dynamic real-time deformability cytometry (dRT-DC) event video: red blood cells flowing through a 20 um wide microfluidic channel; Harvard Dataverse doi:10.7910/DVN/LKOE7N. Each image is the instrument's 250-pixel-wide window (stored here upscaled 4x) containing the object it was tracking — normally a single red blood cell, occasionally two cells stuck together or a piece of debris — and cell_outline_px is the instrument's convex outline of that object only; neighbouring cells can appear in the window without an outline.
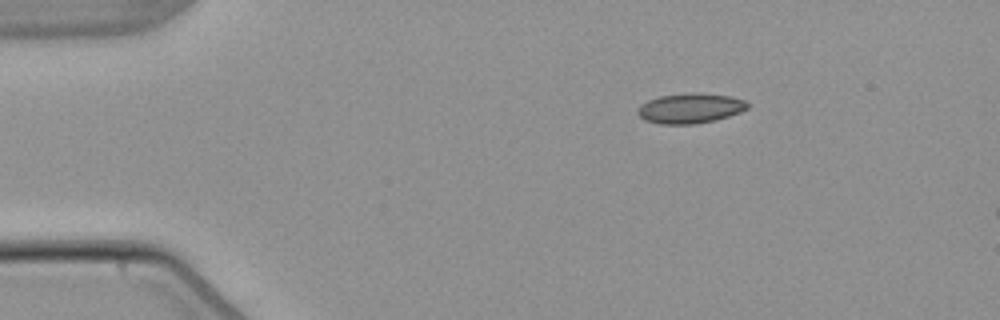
{"species": "common noctule bat (a hibernating species)", "species_latin": "Nyctalus noctula", "temperature_condition": "warm", "stored_images_in_passage": 3, "camera_frame_rate_fps": 3000, "um_per_image_px": 0.085, "animal": {"sex": "male", "body_mass_g": 21.5, "forearm_length_mm": 52.0}, "frame": {"image": 1, "passage_image": 1, "time_ms": 0.0, "image_size_px": [1000, 320], "cell_outline_px": [[748, 108], [740, 112], [716, 120], [696, 124], [660, 124], [644, 120], [636, 112], [640, 104], [648, 100], [660, 96], [692, 92], [696, 92], [732, 96], [744, 100], [748, 104]], "centroid_in_image_um": [58.66, 9.2], "position_along_channel_um": 26.3, "area_um2": 19.36}}